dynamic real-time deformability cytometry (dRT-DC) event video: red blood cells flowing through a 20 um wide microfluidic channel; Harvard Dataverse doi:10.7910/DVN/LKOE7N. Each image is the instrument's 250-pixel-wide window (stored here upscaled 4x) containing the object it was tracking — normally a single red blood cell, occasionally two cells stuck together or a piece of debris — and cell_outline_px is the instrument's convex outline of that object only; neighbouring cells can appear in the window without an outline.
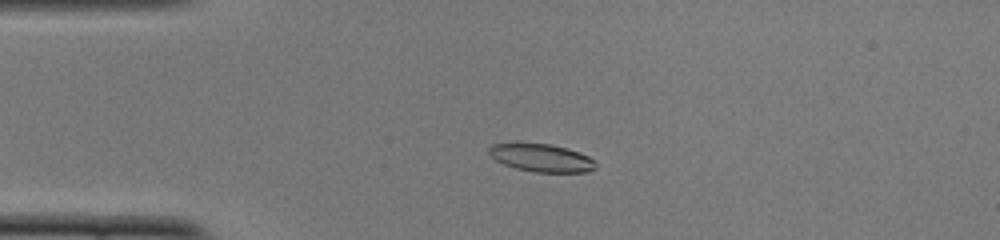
{"species": "common noctule bat (a hibernating species)", "species_latin": "Nyctalus noctula", "temperature_condition": "cold", "stored_images_in_passage": 51, "camera_frame_rate_fps": 3000, "um_per_image_px": 0.085, "animal": {"sex": "female", "body_mass_g": 22.0, "forearm_length_mm": 56.7}, "frame": {"image": 1, "passage_image": 12, "time_ms": 3.667, "image_size_px": [1000, 240], "cell_outline_px": [[596, 168], [588, 172], [536, 172], [516, 168], [504, 164], [496, 160], [488, 152], [488, 148], [492, 144], [516, 140], [548, 144], [568, 148], [588, 156], [596, 164]], "centroid_in_image_um": [45.96, 13.37], "position_along_channel_um": 39.0, "area_um2": 17.8}}
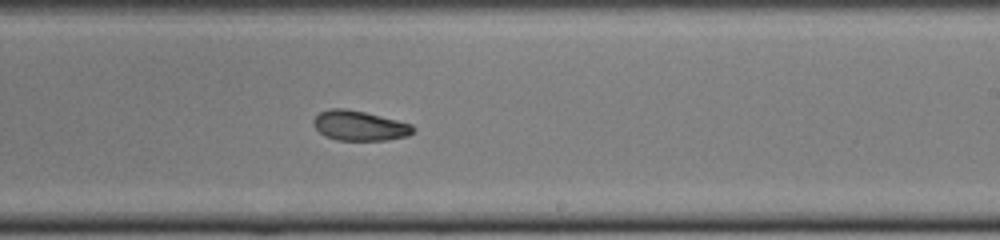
{"frame": {"image": 2, "passage_image": 31, "time_ms": 10.0, "image_size_px": [1000, 240], "cell_outline_px": [[416, 128], [408, 136], [388, 140], [336, 140], [324, 136], [312, 124], [312, 120], [320, 112], [332, 108], [344, 108], [364, 112], [412, 124]], "centroid_in_image_um": [30.54, 10.69], "position_along_channel_um": 258.5, "area_um2": 17.34}}
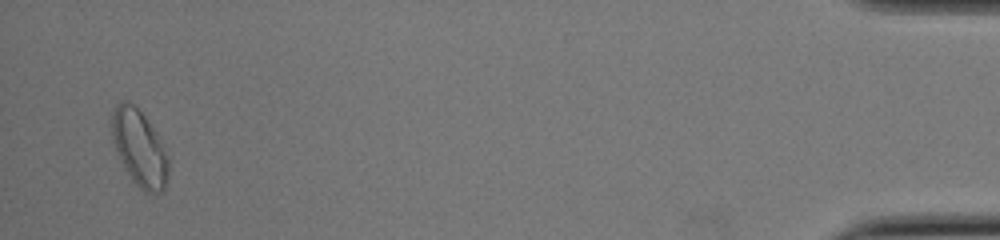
{"frame": {"image": 3, "passage_image": 50, "time_ms": 16.333, "image_size_px": [1000, 240], "cell_outline_px": [[168, 176], [164, 192], [152, 196], [144, 192], [132, 180], [112, 140], [112, 108], [120, 100], [124, 100], [132, 104], [144, 116], [152, 128], [168, 156]], "centroid_in_image_um": [11.86, 12.63], "position_along_channel_um": 423.3, "area_um2": 24.8}, "authors_computed_cell_mechanics": {"area_um2": 17.918, "velocity_mm_per_s": 3.8975, "shape_relaxation_time_tau1_ms": 4.9285, "shape_relaxation_time_tau2_ms": 5.633, "deformation_change_tau1": 0.113, "deformation_change_tau2": 0.1084}}